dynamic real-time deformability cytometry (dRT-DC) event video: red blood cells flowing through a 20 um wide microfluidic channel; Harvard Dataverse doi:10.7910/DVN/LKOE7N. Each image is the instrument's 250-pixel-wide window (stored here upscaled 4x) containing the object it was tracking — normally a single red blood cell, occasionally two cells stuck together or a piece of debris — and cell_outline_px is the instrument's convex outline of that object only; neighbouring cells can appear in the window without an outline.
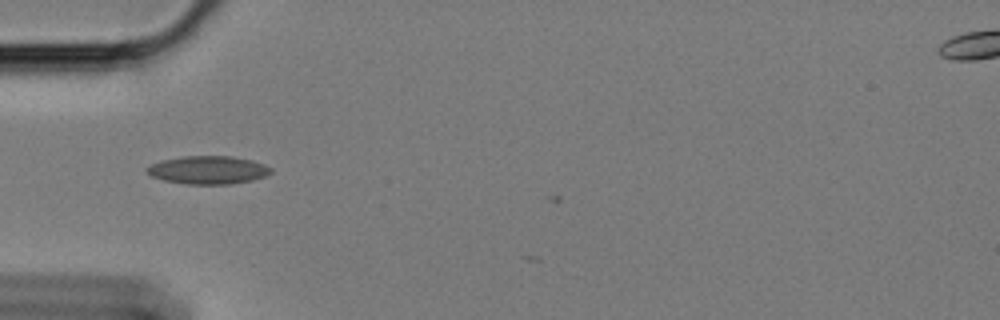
{"species": "Egyptian fruit bat (a non-hibernating species)", "species_latin": "Rousettus aegyptiacus", "temperature_condition": "cold", "stored_images_in_passage": 3, "camera_frame_rate_fps": 3000, "um_per_image_px": 0.085, "animal": {"sex": "female"}, "frame": {"image": 1, "passage_image": 1, "time_ms": 0.0, "image_size_px": [1000, 320], "cell_outline_px": [[272, 172], [264, 176], [252, 180], [228, 184], [188, 184], [164, 180], [152, 176], [144, 168], [152, 164], [164, 160], [184, 156], [232, 156], [252, 160], [264, 164], [272, 168]], "centroid_in_image_um": [17.71, 14.44], "position_along_channel_um": 67.3, "area_um2": 20.11}}